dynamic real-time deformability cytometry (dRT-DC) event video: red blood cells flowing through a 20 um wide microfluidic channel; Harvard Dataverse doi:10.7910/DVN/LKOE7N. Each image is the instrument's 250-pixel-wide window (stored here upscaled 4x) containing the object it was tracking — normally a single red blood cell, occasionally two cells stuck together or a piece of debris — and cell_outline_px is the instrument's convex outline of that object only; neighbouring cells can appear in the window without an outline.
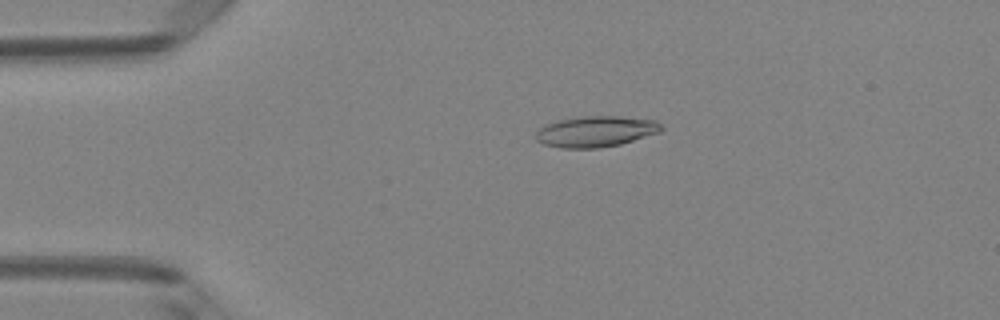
{"species": "Egyptian fruit bat (a non-hibernating species)", "species_latin": "Rousettus aegyptiacus", "temperature_condition": "room temperature", "stored_images_in_passage": 50, "camera_frame_rate_fps": 3000, "um_per_image_px": 0.085, "animal": {"sex": "female"}, "frame": {"image": 1, "passage_image": 11, "time_ms": 3.333, "image_size_px": [1000, 320], "cell_outline_px": [[664, 128], [660, 132], [620, 144], [600, 148], [560, 148], [544, 144], [536, 140], [536, 132], [544, 124], [560, 120], [580, 116], [620, 116], [656, 120]], "centroid_in_image_um": [50.64, 11.17], "position_along_channel_um": 34.4, "area_um2": 22.66}}
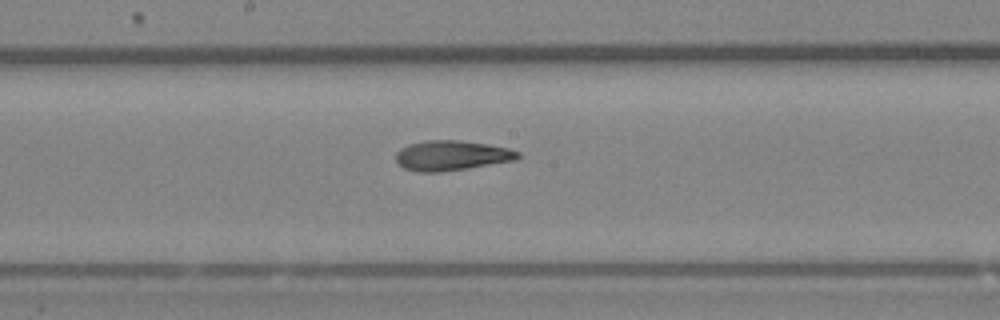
{"frame": {"image": 2, "passage_image": 27, "time_ms": 8.667, "image_size_px": [1000, 320], "cell_outline_px": [[520, 156], [516, 160], [468, 168], [440, 172], [416, 172], [404, 168], [396, 160], [396, 152], [400, 148], [408, 144], [428, 140], [460, 140], [508, 148], [520, 152]], "centroid_in_image_um": [38.36, 13.22], "position_along_channel_um": 209.8, "area_um2": 21.27}}
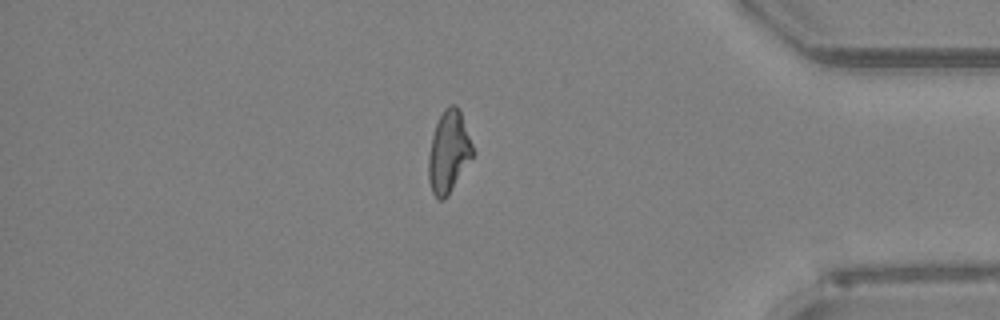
{"frame": {"image": 3, "passage_image": 43, "time_ms": 14.0, "image_size_px": [1000, 320], "cell_outline_px": [[476, 152], [448, 196], [444, 200], [436, 200], [432, 192], [428, 180], [428, 156], [432, 136], [436, 124], [444, 108], [448, 104], [456, 104], [460, 108]], "centroid_in_image_um": [38.16, 12.9], "position_along_channel_um": 397.0, "area_um2": 21.68}, "authors_computed_cell_mechanics": {"area_um2": 21.2704, "velocity_mm_per_s": 4.0898, "shape_relaxation_time_tau1_ms": 9.4265, "shape_relaxation_time_tau2_ms": 2.7229, "deformation_change_tau1": 0.258, "deformation_change_tau2": 0.1231}}